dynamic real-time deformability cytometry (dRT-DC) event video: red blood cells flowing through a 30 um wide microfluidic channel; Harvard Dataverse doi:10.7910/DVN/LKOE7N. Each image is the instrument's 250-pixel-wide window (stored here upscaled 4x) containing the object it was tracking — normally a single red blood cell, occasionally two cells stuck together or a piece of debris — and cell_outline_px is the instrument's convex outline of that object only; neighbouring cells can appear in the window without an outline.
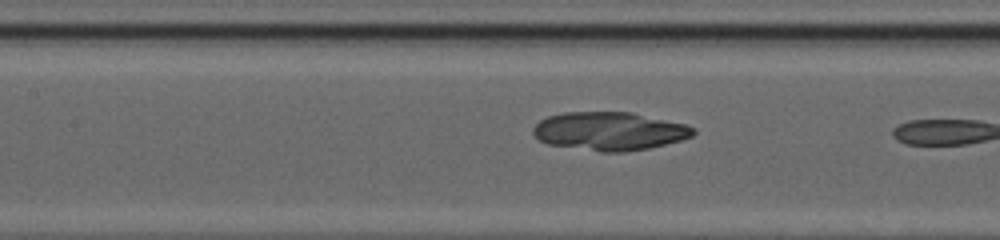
{"species": "common noctule bat (a hibernating species)", "species_latin": "Nyctalus noctula", "temperature_condition": "cold", "stored_images_in_passage": 26, "camera_frame_rate_fps": 3000, "um_per_image_px": 0.085, "animal": {"sex": "female", "body_mass_g": 20.0, "forearm_length_mm": 54.0}, "frame": {"image": 1, "passage_image": 22, "time_ms": 7.0, "image_size_px": [1000, 240], "cell_outline_px": [[696, 132], [692, 136], [680, 140], [648, 148], [624, 152], [600, 152], [548, 144], [540, 140], [532, 132], [532, 128], [540, 120], [548, 116], [564, 112], [632, 112], [684, 124], [696, 128]], "centroid_in_image_um": [51.79, 11.15], "position_along_channel_um": 155.6, "area_um2": 35.72}}